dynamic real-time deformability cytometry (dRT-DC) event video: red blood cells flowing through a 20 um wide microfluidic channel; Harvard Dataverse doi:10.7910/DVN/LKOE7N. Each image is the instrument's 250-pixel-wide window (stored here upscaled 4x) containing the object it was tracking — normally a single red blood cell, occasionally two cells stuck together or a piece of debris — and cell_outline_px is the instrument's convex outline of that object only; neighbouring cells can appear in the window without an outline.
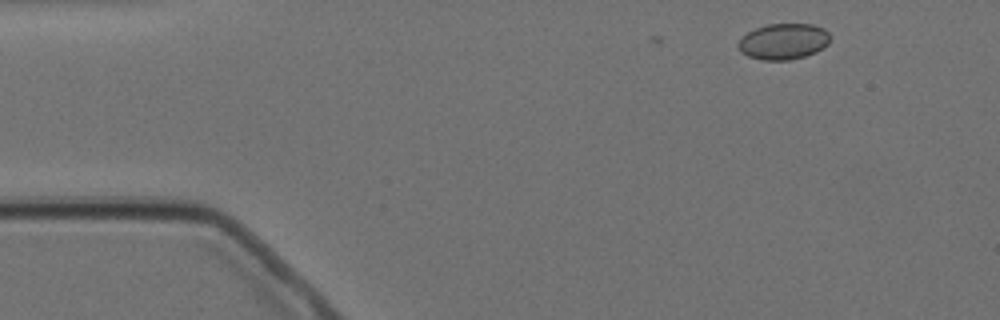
{"species": "Egyptian fruit bat (a non-hibernating species)", "species_latin": "Rousettus aegyptiacus", "temperature_condition": "cold", "stored_images_in_passage": 2, "camera_frame_rate_fps": 3000, "um_per_image_px": 0.085, "animal": {"sex": "female"}, "frame": {"image": 1, "passage_image": 2, "time_ms": 1.0, "image_size_px": [1000, 320], "cell_outline_px": [[832, 36], [828, 44], [824, 48], [816, 52], [804, 56], [788, 60], [764, 60], [748, 56], [740, 52], [736, 48], [736, 44], [748, 32], [756, 28], [768, 24], [812, 24], [824, 28]], "centroid_in_image_um": [66.61, 3.52], "position_along_channel_um": 18.4, "area_um2": 19.42}}